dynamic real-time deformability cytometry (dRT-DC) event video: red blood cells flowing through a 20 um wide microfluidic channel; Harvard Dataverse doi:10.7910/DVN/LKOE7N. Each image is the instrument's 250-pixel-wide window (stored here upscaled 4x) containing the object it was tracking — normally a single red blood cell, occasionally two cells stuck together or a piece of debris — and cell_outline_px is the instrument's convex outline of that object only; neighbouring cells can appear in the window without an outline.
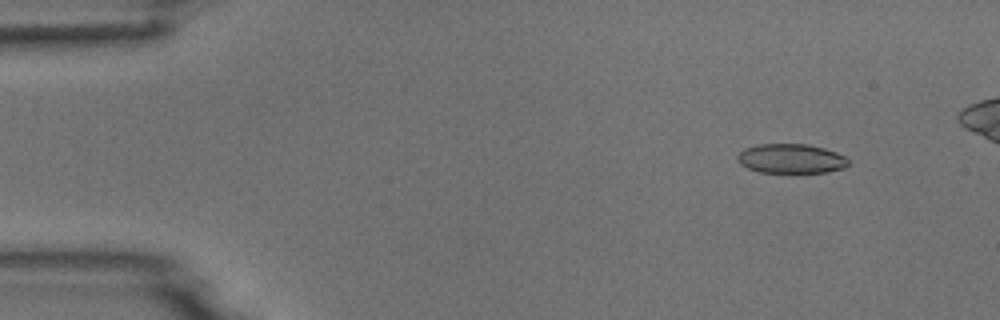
{"species": "common noctule bat (a hibernating species)", "species_latin": "Nyctalus noctula", "temperature_condition": "room temperature", "stored_images_in_passage": 7, "camera_frame_rate_fps": 3000, "um_per_image_px": 0.085, "animal": {"sex": "male", "body_mass_g": 18.8}, "frame": {"image": 1, "passage_image": 1, "time_ms": 0.0, "image_size_px": [1000, 320], "cell_outline_px": [[848, 164], [844, 168], [824, 172], [760, 172], [748, 168], [740, 164], [736, 160], [736, 156], [744, 148], [756, 144], [808, 144], [824, 148], [836, 152], [844, 156], [848, 160]], "centroid_in_image_um": [67.2, 13.47], "position_along_channel_um": 17.8, "area_um2": 19.02}}